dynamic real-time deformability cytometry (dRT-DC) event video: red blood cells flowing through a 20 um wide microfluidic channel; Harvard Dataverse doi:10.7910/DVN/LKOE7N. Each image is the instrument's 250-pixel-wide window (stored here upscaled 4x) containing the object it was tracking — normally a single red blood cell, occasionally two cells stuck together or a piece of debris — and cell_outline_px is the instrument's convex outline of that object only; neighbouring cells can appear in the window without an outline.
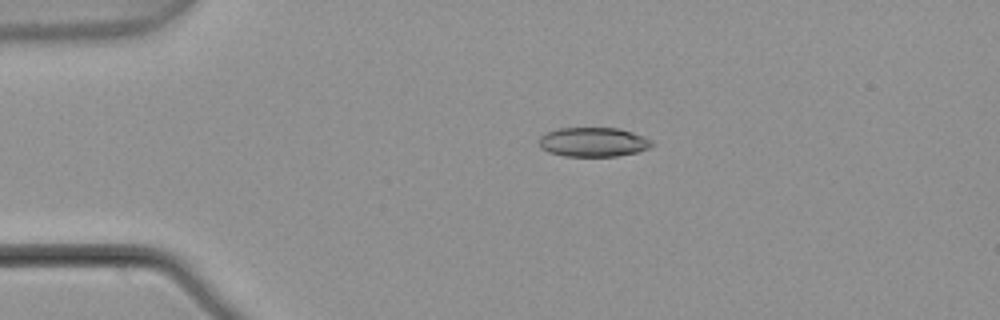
{"species": "common noctule bat (a hibernating species)", "species_latin": "Nyctalus noctula", "temperature_condition": "warm", "stored_images_in_passage": 4, "camera_frame_rate_fps": 3000, "um_per_image_px": 0.085, "animal": {"sex": "male", "body_mass_g": 21.5, "forearm_length_mm": 52.0}, "frame": {"image": 1, "passage_image": 3, "time_ms": 0.667, "image_size_px": [1000, 320], "cell_outline_px": [[652, 144], [648, 148], [636, 152], [616, 156], [564, 156], [548, 152], [540, 148], [540, 136], [544, 132], [556, 128], [620, 128], [644, 136], [652, 140]], "centroid_in_image_um": [50.39, 12.06], "position_along_channel_um": 34.6, "area_um2": 19.36}}